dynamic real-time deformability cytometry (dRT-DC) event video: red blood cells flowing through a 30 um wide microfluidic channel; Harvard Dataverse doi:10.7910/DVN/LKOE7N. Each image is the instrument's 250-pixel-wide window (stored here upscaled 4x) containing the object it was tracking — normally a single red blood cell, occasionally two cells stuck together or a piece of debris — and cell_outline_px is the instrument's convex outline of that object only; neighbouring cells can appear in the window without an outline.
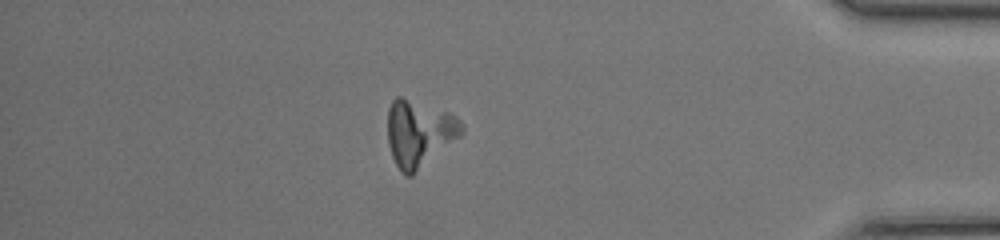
{"species": "common noctule bat (a hibernating species)", "species_latin": "Nyctalus noctula", "temperature_condition": "room temperature", "stored_images_in_passage": 32, "segment_of_instrument_passage": [2, 2], "camera_frame_rate_fps": 3000, "um_per_image_px": 0.085, "animal": {"sex": "female", "body_mass_g": 17.0, "forearm_length_mm": 48.0}, "frame": {"image": 1, "passage_image": 29, "time_ms": 9.333, "image_size_px": [1000, 240], "cell_outline_px": [[464, 132], [460, 136], [412, 176], [408, 176], [400, 172], [392, 156], [388, 144], [388, 108], [392, 100], [396, 96], [400, 96], [448, 112], [456, 116], [464, 124]], "centroid_in_image_um": [35.62, 11.33], "position_along_channel_um": 399.6, "area_um2": 28.73}}